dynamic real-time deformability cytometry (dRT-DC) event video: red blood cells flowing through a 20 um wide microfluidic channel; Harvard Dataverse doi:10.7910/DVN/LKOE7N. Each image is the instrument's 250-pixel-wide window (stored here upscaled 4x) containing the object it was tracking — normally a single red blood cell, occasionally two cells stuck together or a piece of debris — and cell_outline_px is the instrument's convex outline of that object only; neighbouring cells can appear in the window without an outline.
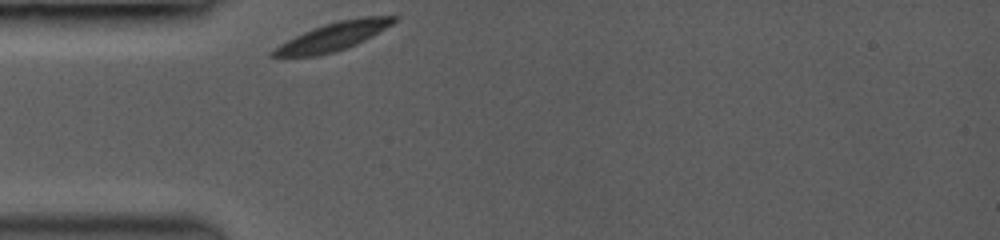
{"species": "common noctule bat (a hibernating species)", "species_latin": "Nyctalus noctula", "temperature_condition": "room temperature", "stored_images_in_passage": 26, "camera_frame_rate_fps": 3500, "um_per_image_px": 0.085, "animal": {"sex": "female", "body_mass_g": 19.0, "forearm_length_mm": 53.3}, "frame": {"image": 1, "passage_image": 1, "time_ms": 0.0, "image_size_px": [1000, 240], "cell_outline_px": [[400, 16], [392, 24], [372, 36], [348, 48], [316, 56], [268, 56], [268, 52], [280, 44], [312, 28], [324, 24], [340, 20], [364, 16]], "centroid_in_image_um": [28.31, 3.1], "position_along_channel_um": 56.7, "area_um2": 19.65}}
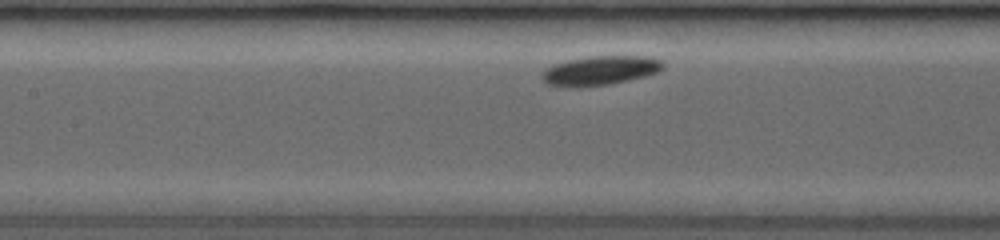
{"frame": {"image": 2, "passage_image": 11, "time_ms": 2.857, "image_size_px": [1000, 240], "cell_outline_px": [[664, 68], [656, 72], [644, 76], [628, 80], [604, 84], [548, 84], [540, 76], [552, 64], [584, 56], [652, 56], [664, 60]], "centroid_in_image_um": [51.13, 5.92], "position_along_channel_um": 156.3, "area_um2": 19.83}}
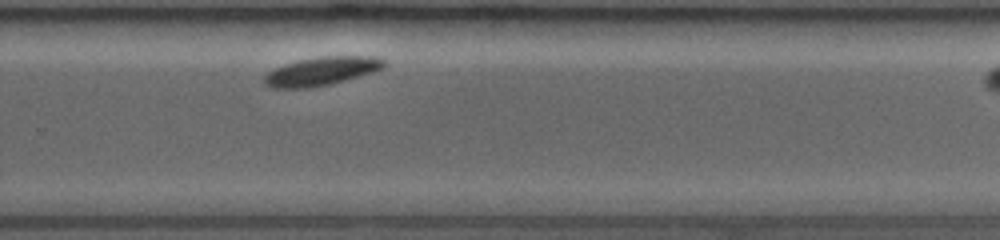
{"frame": {"image": 3, "passage_image": 25, "time_ms": 6.857, "image_size_px": [1000, 240], "cell_outline_px": [[384, 64], [380, 68], [356, 76], [328, 84], [304, 88], [272, 88], [264, 80], [264, 76], [268, 72], [276, 68], [300, 60], [320, 56], [372, 56], [384, 60]], "centroid_in_image_um": [27.27, 6.04], "position_along_channel_um": 302.5, "area_um2": 18.96}}